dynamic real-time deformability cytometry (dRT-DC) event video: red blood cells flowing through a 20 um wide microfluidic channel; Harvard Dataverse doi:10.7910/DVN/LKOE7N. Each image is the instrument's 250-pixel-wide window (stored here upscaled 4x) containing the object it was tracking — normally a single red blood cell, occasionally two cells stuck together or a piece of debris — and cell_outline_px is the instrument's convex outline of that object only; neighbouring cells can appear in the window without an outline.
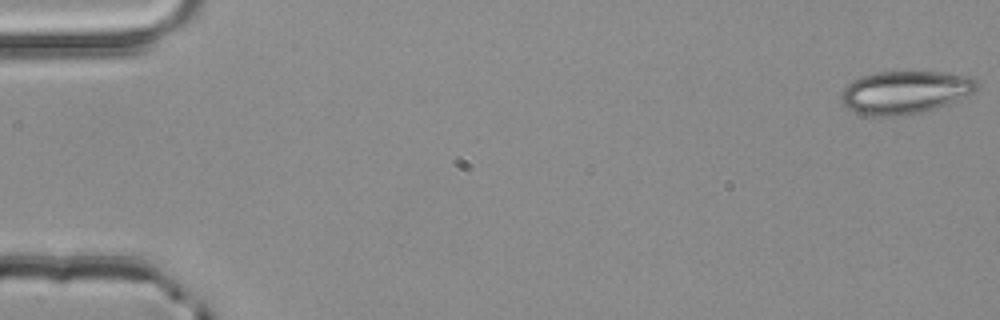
{"species": "common noctule bat (a hibernating species)", "species_latin": "Nyctalus noctula", "temperature_condition": "room temperature", "stored_images_in_passage": 4, "camera_frame_rate_fps": 3000, "um_per_image_px": 0.085, "animal": {"sex": "male", "body_mass_g": 20.4}, "frame": {"image": 1, "passage_image": 1, "time_ms": 0.0, "image_size_px": [1000, 320], "cell_outline_px": [[980, 84], [972, 92], [936, 108], [920, 112], [880, 116], [872, 116], [856, 112], [848, 108], [844, 104], [840, 96], [840, 92], [852, 80], [860, 76], [876, 72], [944, 72], [972, 76]], "centroid_in_image_um": [76.9, 7.81], "position_along_channel_um": 8.1, "area_um2": 33.47}}